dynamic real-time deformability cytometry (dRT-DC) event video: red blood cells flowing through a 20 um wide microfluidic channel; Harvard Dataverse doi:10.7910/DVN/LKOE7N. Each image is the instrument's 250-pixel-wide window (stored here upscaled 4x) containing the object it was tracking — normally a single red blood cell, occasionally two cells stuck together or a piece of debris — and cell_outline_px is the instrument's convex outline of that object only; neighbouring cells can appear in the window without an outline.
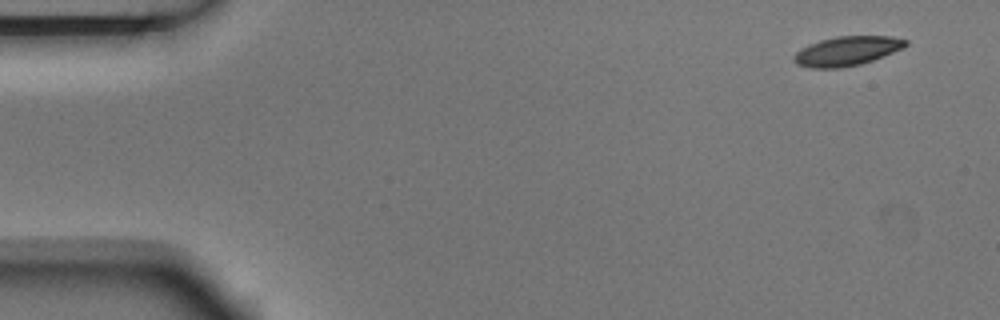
{"species": "Egyptian fruit bat (a non-hibernating species)", "species_latin": "Rousettus aegyptiacus", "temperature_condition": "room temperature", "stored_images_in_passage": 14, "camera_frame_rate_fps": 3000, "um_per_image_px": 0.085, "animal": {"sex": "male"}, "frame": {"image": 1, "passage_image": 1, "time_ms": 0.0, "image_size_px": [1000, 320], "cell_outline_px": [[908, 44], [904, 48], [872, 60], [860, 64], [840, 68], [812, 68], [796, 64], [792, 60], [792, 56], [800, 48], [808, 44], [820, 40], [836, 36], [892, 36], [908, 40]], "centroid_in_image_um": [71.96, 4.33], "position_along_channel_um": 13.0, "area_um2": 19.25}}
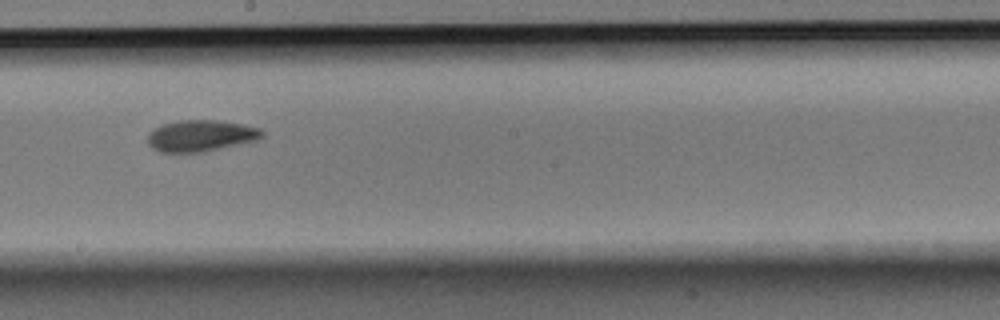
{"frame": {"image": 2, "passage_image": 8, "time_ms": 2.333, "image_size_px": [1000, 320], "cell_outline_px": [[264, 136], [256, 140], [204, 152], [160, 152], [152, 148], [148, 144], [148, 136], [152, 128], [160, 124], [180, 120], [216, 120], [244, 124], [260, 128], [264, 132]], "centroid_in_image_um": [17.05, 11.53], "position_along_channel_um": 231.1, "area_um2": 21.1}}
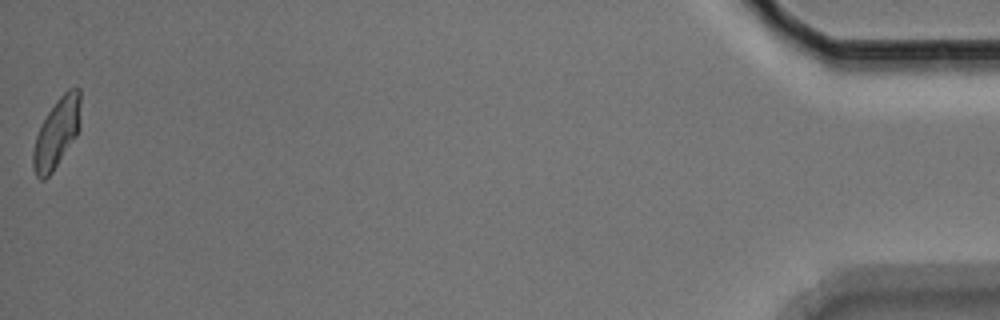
{"frame": {"image": 3, "passage_image": 14, "time_ms": 4.333, "image_size_px": [1000, 320], "cell_outline_px": [[80, 128], [76, 136], [52, 172], [44, 180], [40, 180], [36, 176], [32, 168], [32, 152], [36, 136], [48, 112], [56, 100], [68, 88], [80, 88]], "centroid_in_image_um": [4.82, 11.31], "position_along_channel_um": 430.4, "area_um2": 19.19}}